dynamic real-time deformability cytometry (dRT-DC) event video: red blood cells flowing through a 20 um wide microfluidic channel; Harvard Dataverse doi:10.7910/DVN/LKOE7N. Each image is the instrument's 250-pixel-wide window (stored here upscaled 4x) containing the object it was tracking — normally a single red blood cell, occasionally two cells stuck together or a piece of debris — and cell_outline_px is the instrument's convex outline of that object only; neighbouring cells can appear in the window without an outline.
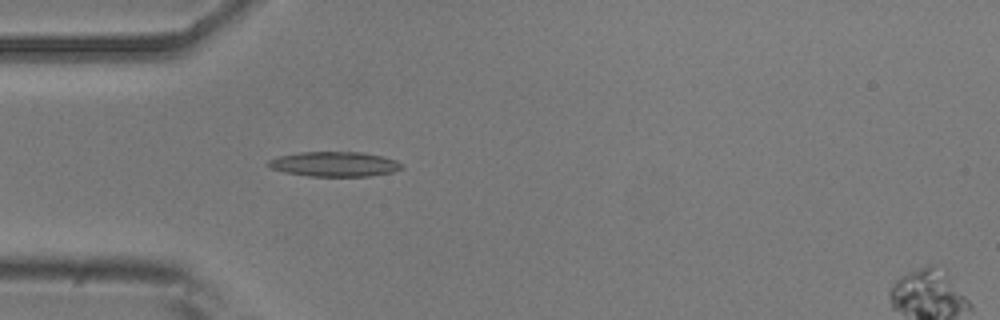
{"species": "common noctule bat (a hibernating species)", "species_latin": "Nyctalus noctula", "temperature_condition": "room temperature", "stored_images_in_passage": 5, "camera_frame_rate_fps": 3000, "um_per_image_px": 0.085, "animal": {"sex": "male", "body_mass_g": 20.5, "forearm_length_mm": 52.5}, "frame": {"image": 1, "passage_image": 5, "time_ms": 1.333, "image_size_px": [1000, 320], "cell_outline_px": [[404, 168], [392, 172], [368, 176], [308, 176], [284, 172], [272, 168], [264, 164], [268, 160], [280, 156], [300, 152], [360, 152], [384, 156], [396, 160]], "centroid_in_image_um": [28.42, 13.95], "position_along_channel_um": 56.6, "area_um2": 19.31}}